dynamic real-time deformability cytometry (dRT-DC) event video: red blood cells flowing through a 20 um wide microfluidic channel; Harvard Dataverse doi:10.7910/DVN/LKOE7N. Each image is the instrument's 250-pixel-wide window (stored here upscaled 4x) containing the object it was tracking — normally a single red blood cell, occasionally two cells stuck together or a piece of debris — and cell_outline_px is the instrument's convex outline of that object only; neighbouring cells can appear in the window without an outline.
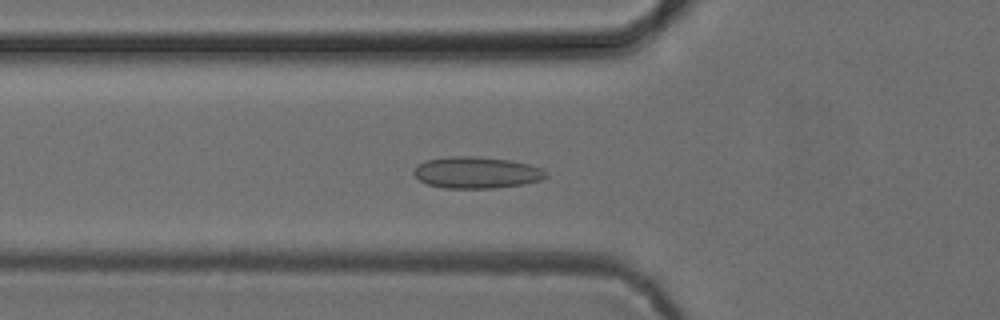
{"species": "common noctule bat (a hibernating species)", "species_latin": "Nyctalus noctula", "temperature_condition": "cold", "stored_images_in_passage": 53, "camera_frame_rate_fps": 3000, "um_per_image_px": 0.085, "animal": {"sex": "female", "body_mass_g": 24.6, "forearm_length_mm": 56.2}, "frame": {"image": 1, "passage_image": 19, "time_ms": 6.0, "image_size_px": [1000, 320], "cell_outline_px": [[548, 176], [540, 180], [520, 184], [496, 188], [444, 188], [428, 184], [420, 180], [412, 172], [420, 164], [428, 160], [448, 156], [476, 156], [508, 160], [528, 164], [540, 168], [548, 172]], "centroid_in_image_um": [40.51, 14.67], "position_along_channel_um": 85.3, "area_um2": 24.04}}
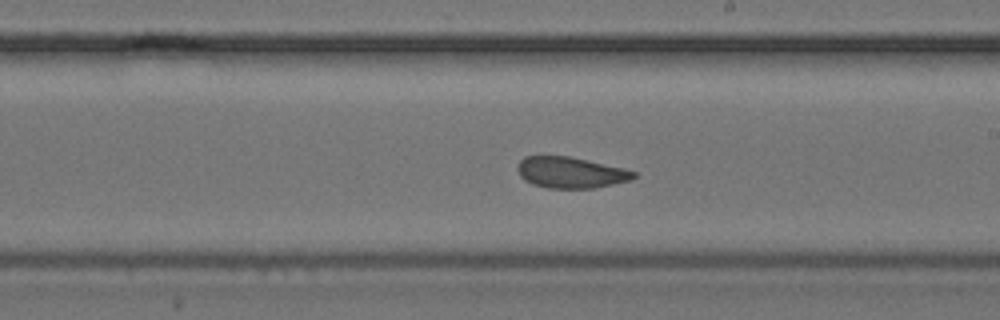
{"frame": {"image": 2, "passage_image": 31, "time_ms": 10.0, "image_size_px": [1000, 320], "cell_outline_px": [[636, 176], [632, 180], [592, 188], [548, 188], [532, 184], [524, 180], [520, 176], [516, 168], [520, 160], [524, 156], [568, 156], [624, 168], [636, 172]], "centroid_in_image_um": [48.48, 14.66], "position_along_channel_um": 240.5, "area_um2": 21.04}}
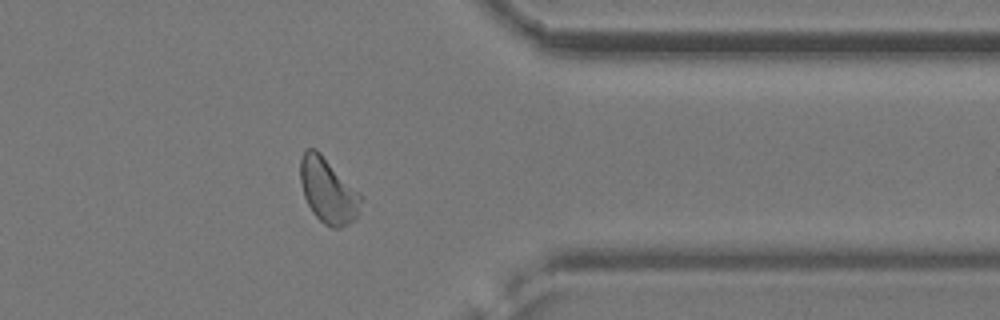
{"frame": {"image": 3, "passage_image": 43, "time_ms": 14.0, "image_size_px": [1000, 320], "cell_outline_px": [[364, 196], [356, 216], [348, 224], [340, 228], [332, 228], [324, 224], [312, 212], [304, 196], [300, 180], [300, 156], [308, 148], [316, 148]], "centroid_in_image_um": [27.88, 16.19], "position_along_channel_um": 383.5, "area_um2": 23.06}, "authors_computed_cell_mechanics": {"area_um2": 23.0622, "velocity_mm_per_s": 3.8611, "shape_relaxation_time_tau1_ms": null, "shape_relaxation_time_tau2_ms": 0.8875, "deformation_change_tau1": null, "deformation_change_tau2": 0.0445}}